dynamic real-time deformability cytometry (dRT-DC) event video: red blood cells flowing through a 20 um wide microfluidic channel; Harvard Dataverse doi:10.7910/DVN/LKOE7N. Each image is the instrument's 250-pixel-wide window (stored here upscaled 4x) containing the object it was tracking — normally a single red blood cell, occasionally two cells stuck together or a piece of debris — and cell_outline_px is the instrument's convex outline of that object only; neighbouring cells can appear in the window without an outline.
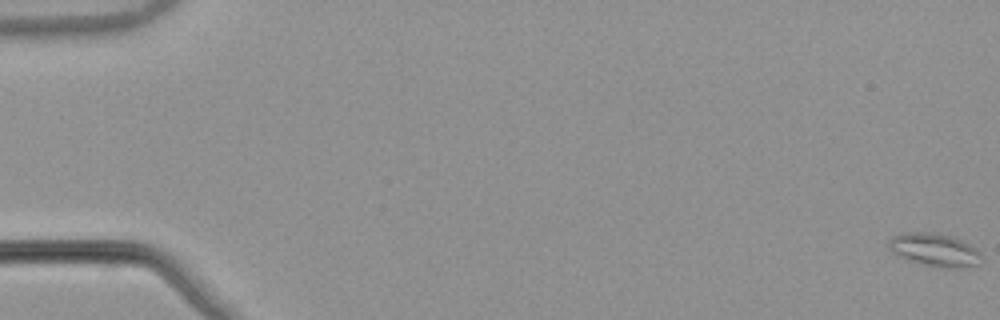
{"species": "common noctule bat (a hibernating species)", "species_latin": "Nyctalus noctula", "temperature_condition": "warm", "stored_images_in_passage": 56, "camera_frame_rate_fps": 3000, "um_per_image_px": 0.085, "animal": {"sex": "male", "body_mass_g": 21.5, "forearm_length_mm": 52.0}, "frame": {"image": 1, "passage_image": 1, "time_ms": 0.0, "image_size_px": [1000, 320], "cell_outline_px": [[980, 256], [976, 264], [960, 268], [940, 268], [924, 264], [900, 256], [892, 252], [888, 248], [888, 240], [892, 236], [900, 232], [936, 232], [960, 240], [980, 252]], "centroid_in_image_um": [79.36, 21.22], "position_along_channel_um": 5.6, "area_um2": 17.51}}
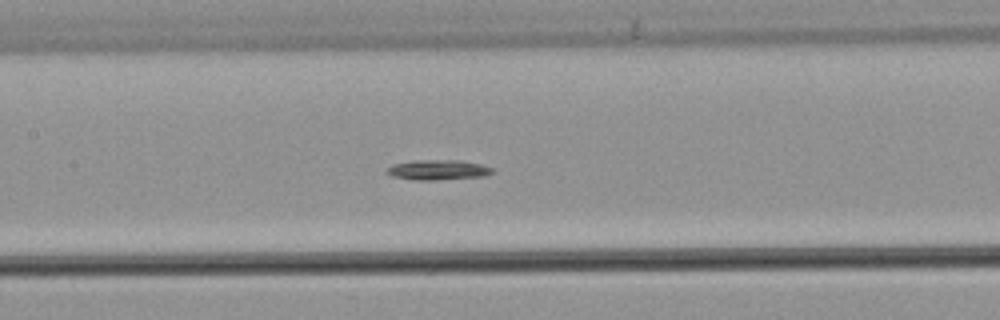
{"frame": {"image": 2, "passage_image": 28, "time_ms": 9.0, "image_size_px": [1000, 320], "cell_outline_px": [[492, 172], [484, 176], [436, 180], [412, 180], [392, 176], [384, 172], [392, 164], [412, 160], [460, 160], [480, 164], [492, 168]], "centroid_in_image_um": [37.16, 14.44], "position_along_channel_um": 170.2, "area_um2": 12.37}}
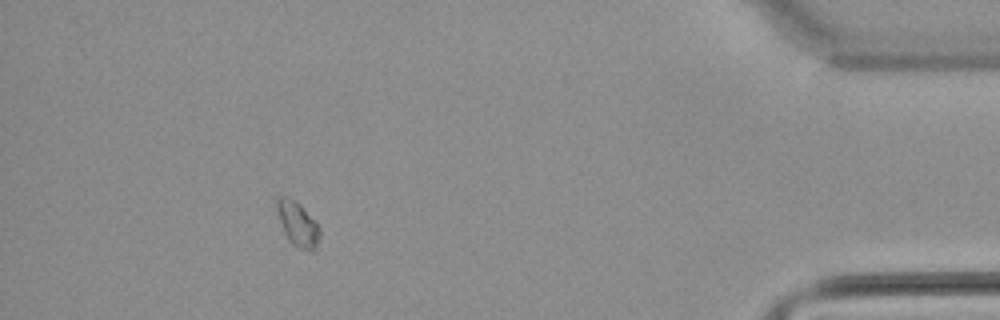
{"frame": {"image": 3, "passage_image": 51, "time_ms": 16.667, "image_size_px": [1000, 320], "cell_outline_px": [[320, 236], [316, 248], [312, 252], [300, 248], [292, 244], [288, 240], [284, 232], [276, 208], [276, 200], [280, 196], [284, 196], [300, 204], [316, 220], [320, 228]], "centroid_in_image_um": [25.33, 19.06], "position_along_channel_um": 409.9, "area_um2": 11.16}}